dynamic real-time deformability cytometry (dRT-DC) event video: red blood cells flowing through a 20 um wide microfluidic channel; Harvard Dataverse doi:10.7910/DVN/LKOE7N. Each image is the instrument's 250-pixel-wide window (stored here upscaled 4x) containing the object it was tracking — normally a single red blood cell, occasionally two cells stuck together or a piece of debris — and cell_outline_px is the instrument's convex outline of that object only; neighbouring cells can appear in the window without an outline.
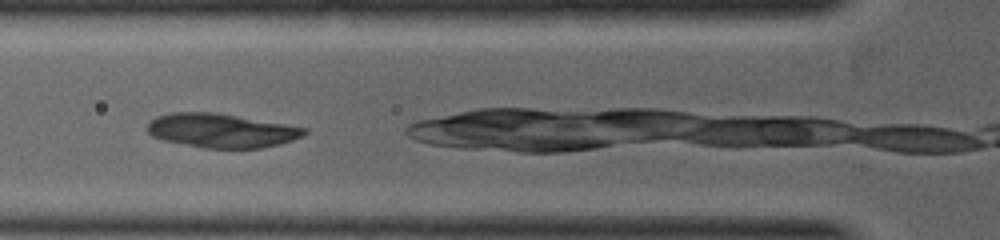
{"species": "common noctule bat (a hibernating species)", "species_latin": "Nyctalus noctula", "temperature_condition": "warm", "stored_images_in_passage": 4, "camera_frame_rate_fps": 5000, "um_per_image_px": 0.085, "animal": {"sex": "female", "body_mass_g": 19.0, "forearm_length_mm": 53.3}, "frame": {"image": 1, "passage_image": 2, "time_ms": 0.4, "image_size_px": [1000, 240], "cell_outline_px": [[308, 132], [292, 140], [260, 148], [204, 148], [164, 140], [152, 136], [144, 128], [148, 120], [156, 116], [172, 112], [216, 112], [308, 128]], "centroid_in_image_um": [18.74, 11.08], "position_along_channel_um": 107.1, "area_um2": 31.15}}